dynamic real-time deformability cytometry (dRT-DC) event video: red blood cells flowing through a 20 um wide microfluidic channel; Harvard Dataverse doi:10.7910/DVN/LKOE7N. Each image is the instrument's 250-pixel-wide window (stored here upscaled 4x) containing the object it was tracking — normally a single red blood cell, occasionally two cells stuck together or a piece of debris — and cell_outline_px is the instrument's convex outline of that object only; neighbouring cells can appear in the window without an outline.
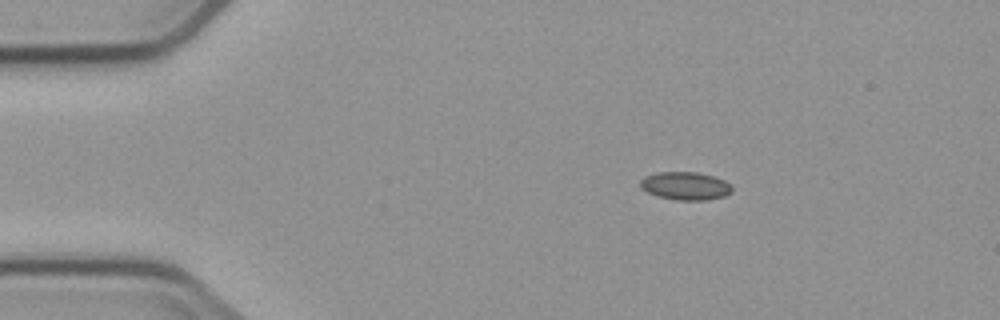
{"species": "common noctule bat (a hibernating species)", "species_latin": "Nyctalus noctula", "temperature_condition": "cold", "stored_images_in_passage": 3, "camera_frame_rate_fps": 3000, "um_per_image_px": 0.085, "animal": {"sex": "male", "body_mass_g": 23.1, "forearm_length_mm": 52.7}, "frame": {"image": 1, "passage_image": 1, "time_ms": 0.0, "image_size_px": [1000, 320], "cell_outline_px": [[732, 192], [724, 196], [708, 200], [676, 200], [660, 196], [648, 192], [640, 188], [640, 180], [644, 176], [656, 172], [696, 172], [712, 176], [724, 180], [732, 184]], "centroid_in_image_um": [58.26, 15.8], "position_along_channel_um": 26.7, "area_um2": 15.03}}